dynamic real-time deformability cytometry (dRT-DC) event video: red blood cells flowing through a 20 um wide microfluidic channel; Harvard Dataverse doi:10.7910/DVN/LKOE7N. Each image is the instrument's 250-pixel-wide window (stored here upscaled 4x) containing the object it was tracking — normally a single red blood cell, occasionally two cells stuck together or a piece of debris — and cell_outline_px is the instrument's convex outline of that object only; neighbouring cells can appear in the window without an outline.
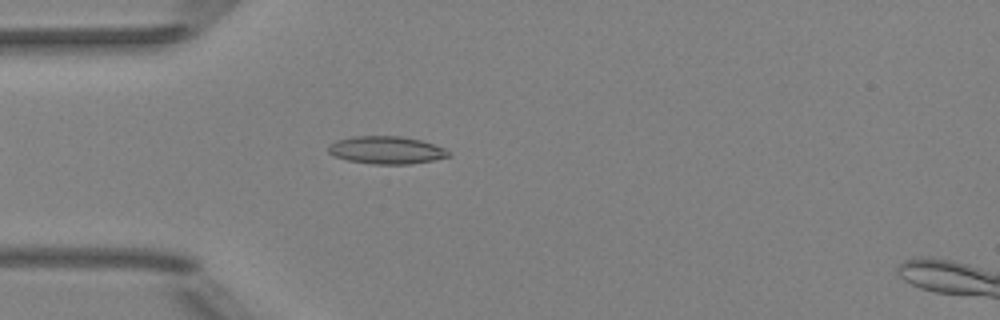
{"species": "Egyptian fruit bat (a non-hibernating species)", "species_latin": "Rousettus aegyptiacus", "temperature_condition": "room temperature", "stored_images_in_passage": 3, "camera_frame_rate_fps": 3000, "um_per_image_px": 0.085, "animal": {"sex": "female"}, "frame": {"image": 1, "passage_image": 3, "time_ms": 2.0, "image_size_px": [1000, 320], "cell_outline_px": [[452, 156], [432, 160], [408, 164], [372, 164], [348, 160], [336, 156], [328, 152], [328, 148], [336, 140], [352, 136], [400, 136], [420, 140], [444, 148], [452, 152]], "centroid_in_image_um": [32.87, 12.75], "position_along_channel_um": 52.1, "area_um2": 19.25}}